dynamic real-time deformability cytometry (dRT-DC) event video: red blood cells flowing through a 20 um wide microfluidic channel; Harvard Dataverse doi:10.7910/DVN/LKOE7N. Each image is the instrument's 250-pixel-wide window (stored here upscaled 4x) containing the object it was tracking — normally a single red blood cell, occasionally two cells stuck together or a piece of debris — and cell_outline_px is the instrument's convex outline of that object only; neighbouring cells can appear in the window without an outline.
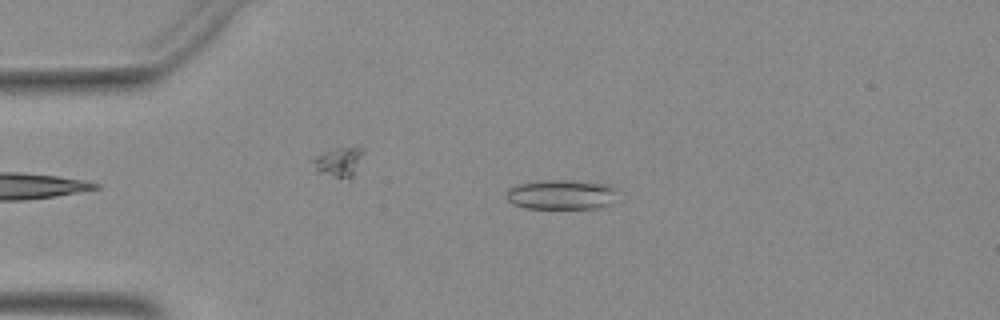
{"species": "Egyptian fruit bat (a non-hibernating species)", "species_latin": "Rousettus aegyptiacus", "temperature_condition": "warm", "stored_images_in_passage": 50, "camera_frame_rate_fps": 3000, "um_per_image_px": 0.085, "animal": {"sex": "female"}, "frame": {"image": 1, "passage_image": 11, "time_ms": 3.333, "image_size_px": [1000, 320], "cell_outline_px": [[616, 188], [608, 204], [596, 208], [524, 208], [512, 204], [508, 200], [504, 192], [508, 188], [520, 184], [544, 180], [564, 180], [608, 184]], "centroid_in_image_um": [47.61, 16.54], "position_along_channel_um": 37.4, "area_um2": 18.96}}
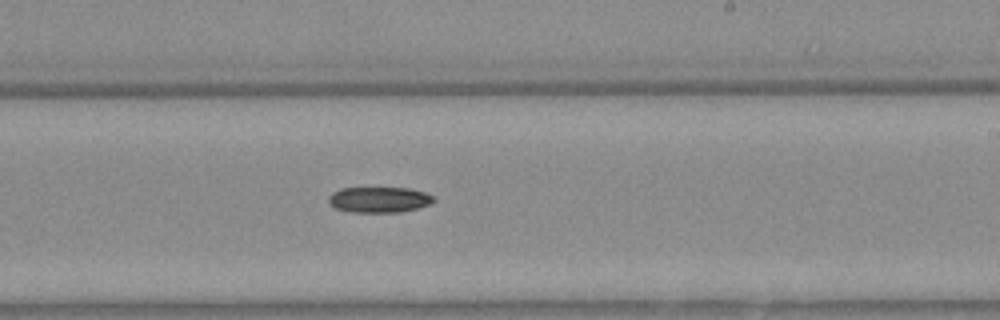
{"frame": {"image": 2, "passage_image": 30, "time_ms": 9.667, "image_size_px": [1000, 320], "cell_outline_px": [[436, 200], [432, 204], [400, 212], [352, 212], [336, 208], [328, 204], [328, 196], [332, 192], [340, 188], [408, 188], [424, 192], [432, 196]], "centroid_in_image_um": [32.2, 16.97], "position_along_channel_um": 256.8, "area_um2": 15.78}}
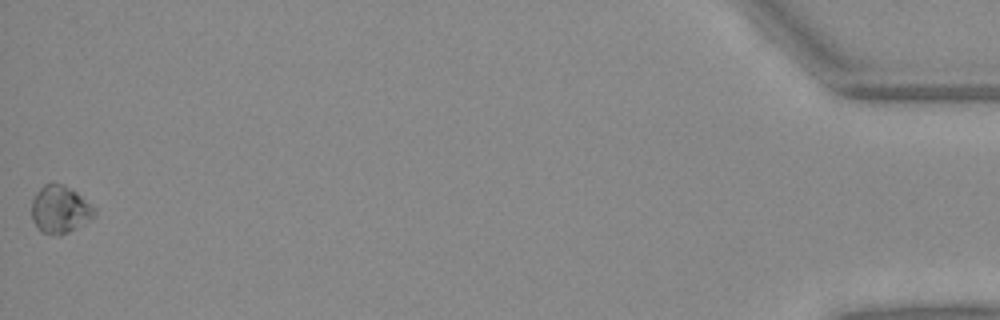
{"frame": {"image": 3, "passage_image": 50, "time_ms": 16.333, "image_size_px": [1000, 320], "cell_outline_px": [[96, 212], [92, 216], [68, 232], [60, 236], [56, 236], [40, 232], [32, 220], [32, 200], [36, 192], [44, 184], [64, 184], [76, 192]], "centroid_in_image_um": [5.01, 17.81], "position_along_channel_um": 430.2, "area_um2": 16.88}}